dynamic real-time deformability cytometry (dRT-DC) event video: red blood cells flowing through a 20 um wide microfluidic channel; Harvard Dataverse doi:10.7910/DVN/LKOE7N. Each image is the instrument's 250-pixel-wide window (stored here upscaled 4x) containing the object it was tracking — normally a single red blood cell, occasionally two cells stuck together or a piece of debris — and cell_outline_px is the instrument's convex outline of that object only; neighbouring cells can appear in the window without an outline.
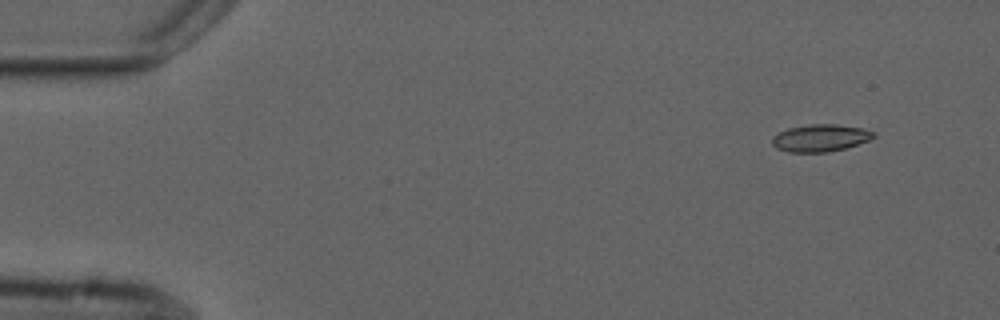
{"species": "common noctule bat (a hibernating species)", "species_latin": "Nyctalus noctula", "temperature_condition": "cold", "stored_images_in_passage": 4, "camera_frame_rate_fps": 3000, "um_per_image_px": 0.085, "animal": {"sex": "male", "forearm_length_mm": 52.5}, "frame": {"image": 1, "passage_image": 1, "time_ms": 0.0, "image_size_px": [1000, 320], "cell_outline_px": [[876, 136], [872, 140], [844, 148], [828, 152], [788, 152], [776, 148], [772, 144], [772, 136], [788, 128], [812, 124], [836, 124], [860, 128], [876, 132]], "centroid_in_image_um": [69.75, 11.73], "position_along_channel_um": 15.3, "area_um2": 16.13}}
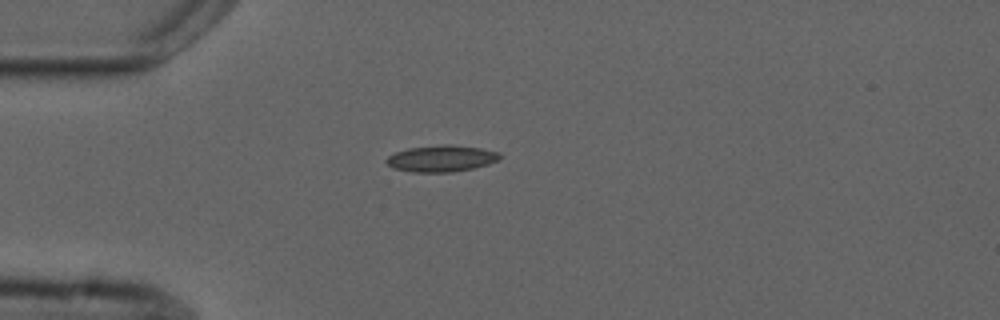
{"frame": {"image": 2, "passage_image": 4, "time_ms": 3.333, "image_size_px": [1000, 320], "cell_outline_px": [[500, 156], [496, 160], [488, 164], [472, 168], [452, 172], [412, 172], [392, 168], [384, 160], [388, 156], [396, 152], [408, 148], [444, 144], [448, 144], [480, 148], [500, 152]], "centroid_in_image_um": [37.48, 13.47], "position_along_channel_um": 47.5, "area_um2": 17.4}}